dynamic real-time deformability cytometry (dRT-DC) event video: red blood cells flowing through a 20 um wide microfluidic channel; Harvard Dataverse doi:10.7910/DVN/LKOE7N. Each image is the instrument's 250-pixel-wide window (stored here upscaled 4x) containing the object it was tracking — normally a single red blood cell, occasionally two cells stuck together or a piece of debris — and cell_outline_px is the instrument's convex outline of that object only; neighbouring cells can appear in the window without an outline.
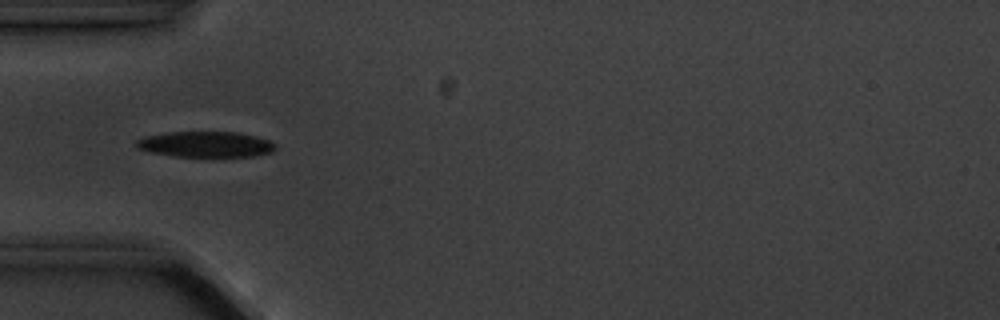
{"species": "common noctule bat (a hibernating species)", "species_latin": "Nyctalus noctula", "temperature_condition": "cold", "stored_images_in_passage": 8, "camera_frame_rate_fps": 3000, "um_per_image_px": 0.085, "animal": {"sex": "male", "body_mass_g": 20.1, "forearm_length_mm": 53.5}, "frame": {"image": 1, "passage_image": 5, "time_ms": 4.667, "image_size_px": [1000, 320], "cell_outline_px": [[276, 148], [272, 152], [256, 156], [172, 156], [148, 152], [136, 148], [136, 140], [148, 136], [168, 132], [236, 132], [256, 136], [268, 140], [276, 144]], "centroid_in_image_um": [17.48, 12.27], "position_along_channel_um": 67.5, "area_um2": 20.81}}